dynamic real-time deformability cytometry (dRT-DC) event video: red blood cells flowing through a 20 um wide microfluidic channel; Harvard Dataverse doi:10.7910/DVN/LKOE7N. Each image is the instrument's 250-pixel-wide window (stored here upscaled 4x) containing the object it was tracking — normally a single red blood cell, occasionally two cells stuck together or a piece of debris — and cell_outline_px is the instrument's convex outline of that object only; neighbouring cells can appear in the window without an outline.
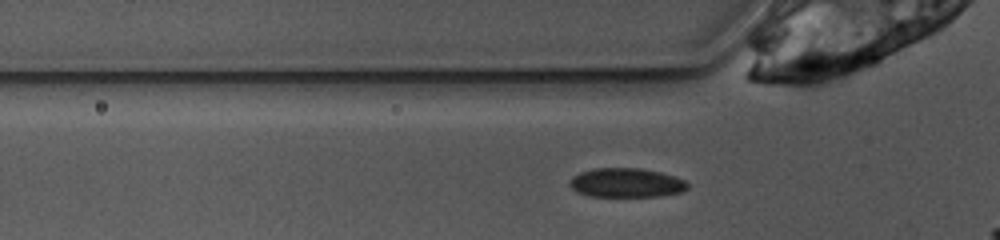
{"species": "common noctule bat (a hibernating species)", "species_latin": "Nyctalus noctula", "temperature_condition": "warm", "stored_images_in_passage": 5, "camera_frame_rate_fps": 3000, "um_per_image_px": 0.085, "animal": {"sex": "female", "body_mass_g": 10.0, "forearm_length_mm": 53.1}, "frame": {"image": 1, "passage_image": 2, "time_ms": 0.333, "image_size_px": [1000, 240], "cell_outline_px": [[688, 188], [684, 192], [660, 196], [588, 196], [576, 192], [568, 184], [572, 176], [580, 172], [592, 168], [640, 168], [660, 172], [684, 180], [688, 184]], "centroid_in_image_um": [53.21, 15.54], "position_along_channel_um": 72.6, "area_um2": 20.17}}